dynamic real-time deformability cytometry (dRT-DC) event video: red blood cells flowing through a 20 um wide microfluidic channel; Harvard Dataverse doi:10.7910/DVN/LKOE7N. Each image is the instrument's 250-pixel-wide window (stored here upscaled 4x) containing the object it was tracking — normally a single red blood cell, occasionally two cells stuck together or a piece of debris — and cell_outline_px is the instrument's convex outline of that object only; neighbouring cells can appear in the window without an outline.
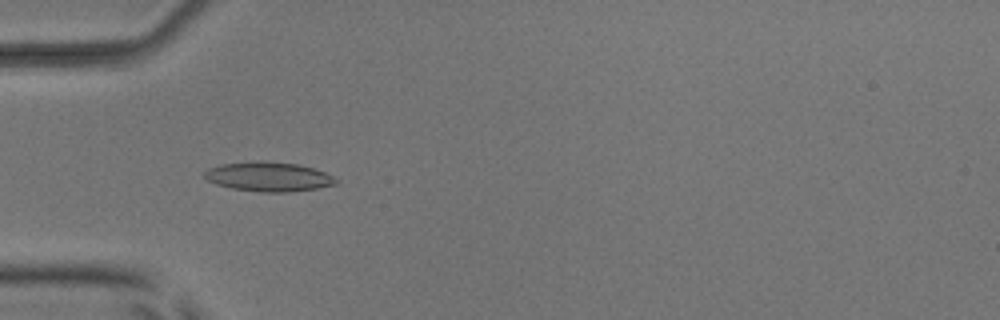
{"species": "common noctule bat (a hibernating species)", "species_latin": "Nyctalus noctula", "temperature_condition": "room temperature", "stored_images_in_passage": 40, "camera_frame_rate_fps": 3000, "um_per_image_px": 0.085, "animal": {"sex": "male", "body_mass_g": 17.9, "forearm_length_mm": 54.2}, "frame": {"image": 1, "passage_image": 4, "time_ms": 1.0, "image_size_px": [1000, 320], "cell_outline_px": [[340, 180], [336, 184], [316, 188], [288, 192], [260, 192], [232, 188], [216, 184], [208, 180], [204, 176], [204, 172], [208, 168], [220, 164], [260, 160], [300, 164], [324, 172]], "centroid_in_image_um": [22.82, 15.01], "position_along_channel_um": 62.2, "area_um2": 22.6}}
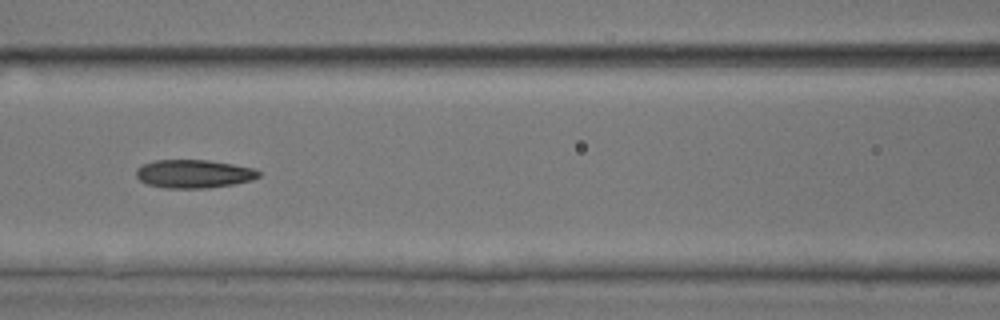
{"frame": {"image": 2, "passage_image": 11, "time_ms": 3.333, "image_size_px": [1000, 320], "cell_outline_px": [[260, 176], [252, 180], [232, 184], [208, 188], [164, 188], [148, 184], [140, 180], [136, 176], [136, 168], [144, 164], [156, 160], [208, 160], [232, 164], [252, 168], [260, 172]], "centroid_in_image_um": [16.46, 14.78], "position_along_channel_um": 150.1, "area_um2": 20.11}}
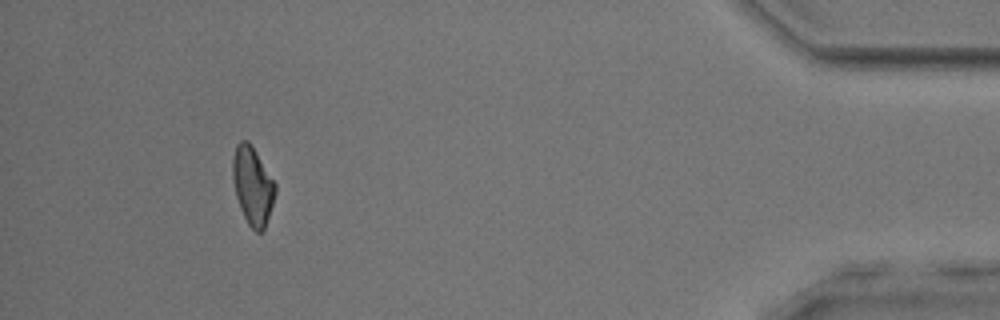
{"frame": {"image": 3, "passage_image": 36, "time_ms": 11.667, "image_size_px": [1000, 320], "cell_outline_px": [[276, 192], [264, 228], [260, 232], [256, 232], [248, 224], [240, 208], [236, 196], [232, 180], [232, 160], [236, 144], [240, 140], [248, 140], [252, 144], [276, 184]], "centroid_in_image_um": [21.45, 15.73], "position_along_channel_um": 413.7, "area_um2": 19.36}, "authors_computed_cell_mechanics": {"area_um2": 19.9121, "velocity_mm_per_s": 3.8968, "shape_relaxation_time_tau1_ms": null, "shape_relaxation_time_tau2_ms": 3.7469, "deformation_change_tau1": null, "deformation_change_tau2": 0.1243}}